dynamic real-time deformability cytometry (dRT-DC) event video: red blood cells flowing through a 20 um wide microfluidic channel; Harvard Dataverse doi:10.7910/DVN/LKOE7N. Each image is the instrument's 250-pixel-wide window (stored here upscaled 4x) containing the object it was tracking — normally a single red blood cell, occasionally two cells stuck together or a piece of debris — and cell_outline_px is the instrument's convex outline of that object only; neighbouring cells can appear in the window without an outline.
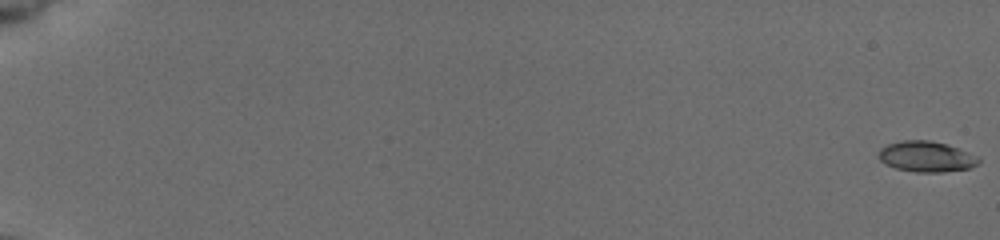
{"species": "common noctule bat (a hibernating species)", "species_latin": "Nyctalus noctula", "temperature_condition": "cold", "stored_images_in_passage": 37, "camera_frame_rate_fps": 3000, "um_per_image_px": 0.085, "animal": {"sex": "female", "body_mass_g": 19.5, "forearm_length_mm": 54.1}, "frame": {"image": 1, "passage_image": 1, "time_ms": 0.0, "image_size_px": [1000, 240], "cell_outline_px": [[980, 160], [976, 164], [968, 168], [940, 172], [916, 172], [896, 168], [884, 164], [880, 160], [880, 148], [888, 144], [900, 140], [928, 140], [944, 144], [956, 148], [976, 156]], "centroid_in_image_um": [78.68, 13.31], "position_along_channel_um": 6.3, "area_um2": 17.46}}
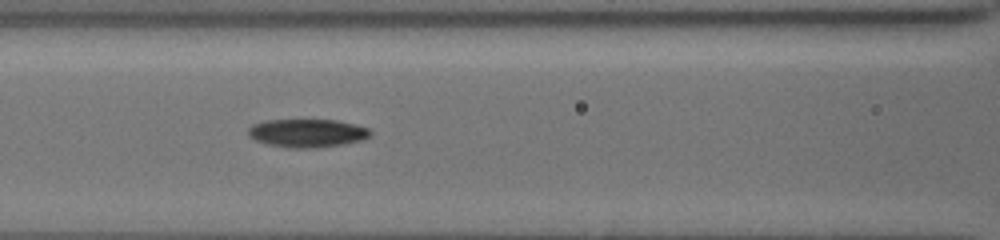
{"frame": {"image": 2, "passage_image": 27, "time_ms": 8.667, "image_size_px": [1000, 240], "cell_outline_px": [[372, 132], [364, 140], [316, 148], [288, 148], [268, 144], [256, 140], [248, 136], [248, 128], [252, 124], [264, 120], [336, 120], [356, 124], [368, 128]], "centroid_in_image_um": [26.1, 11.31], "position_along_channel_um": 140.5, "area_um2": 20.17}}
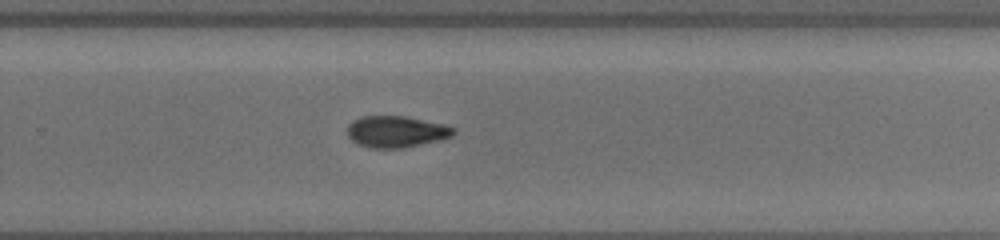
{"frame": {"image": 3, "passage_image": 37, "time_ms": 12.0, "image_size_px": [1000, 240], "cell_outline_px": [[456, 132], [452, 136], [440, 140], [404, 148], [368, 148], [356, 144], [348, 136], [348, 124], [364, 116], [404, 116], [444, 124], [456, 128]], "centroid_in_image_um": [33.7, 11.2], "position_along_channel_um": 296.1, "area_um2": 19.54}}